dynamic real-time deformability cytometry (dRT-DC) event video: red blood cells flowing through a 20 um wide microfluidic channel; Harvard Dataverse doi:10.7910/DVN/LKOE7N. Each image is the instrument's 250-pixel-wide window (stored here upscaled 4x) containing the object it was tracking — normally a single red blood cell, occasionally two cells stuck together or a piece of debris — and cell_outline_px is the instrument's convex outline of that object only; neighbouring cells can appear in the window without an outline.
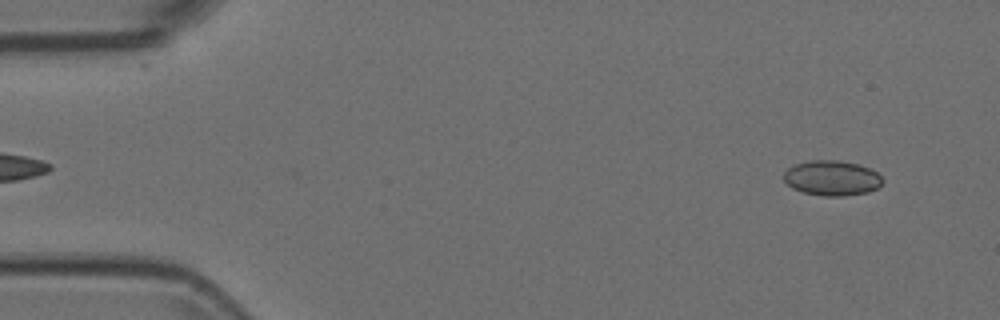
{"species": "Egyptian fruit bat (a non-hibernating species)", "species_latin": "Rousettus aegyptiacus", "temperature_condition": "room temperature", "stored_images_in_passage": 21, "camera_frame_rate_fps": 3000, "um_per_image_px": 0.085, "animal": {"sex": "female"}, "frame": {"image": 1, "passage_image": 4, "time_ms": 1.0, "image_size_px": [1000, 320], "cell_outline_px": [[884, 180], [876, 188], [868, 192], [844, 196], [824, 196], [804, 192], [792, 188], [784, 180], [784, 172], [788, 168], [796, 164], [812, 160], [840, 160], [856, 164], [868, 168], [876, 172]], "centroid_in_image_um": [70.7, 15.13], "position_along_channel_um": 14.3, "area_um2": 20.0}}
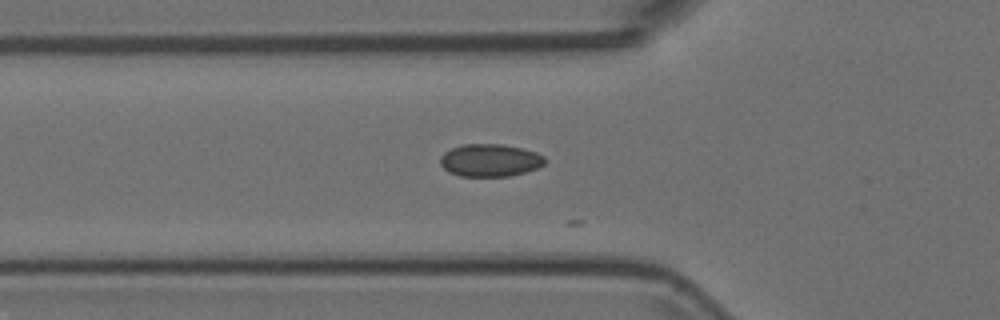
{"frame": {"image": 2, "passage_image": 18, "time_ms": 5.667, "image_size_px": [1000, 320], "cell_outline_px": [[548, 160], [544, 164], [536, 168], [524, 172], [508, 176], [460, 176], [448, 172], [440, 164], [440, 156], [444, 152], [452, 148], [464, 144], [500, 144], [520, 148], [536, 152], [544, 156]], "centroid_in_image_um": [41.64, 13.62], "position_along_channel_um": 84.2, "area_um2": 19.83}}